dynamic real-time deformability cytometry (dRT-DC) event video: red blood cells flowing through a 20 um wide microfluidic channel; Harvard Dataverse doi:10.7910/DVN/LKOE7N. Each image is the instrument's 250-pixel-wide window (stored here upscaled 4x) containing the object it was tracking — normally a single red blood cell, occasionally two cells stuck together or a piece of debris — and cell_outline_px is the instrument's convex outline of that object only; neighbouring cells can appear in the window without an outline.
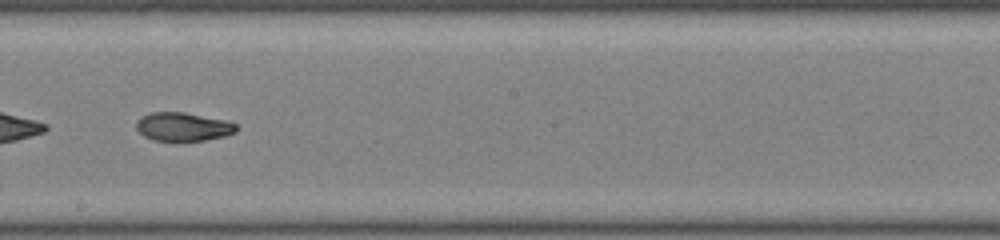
{"species": "common noctule bat (a hibernating species)", "species_latin": "Nyctalus noctula", "temperature_condition": "room temperature", "stored_images_in_passage": 48, "camera_frame_rate_fps": 3000, "um_per_image_px": 0.085, "animal": {"sex": "male", "body_mass_g": 19.0, "forearm_length_mm": 50.8}, "frame": {"image": 1, "passage_image": 28, "time_ms": 9.0, "image_size_px": [1000, 240], "cell_outline_px": [[236, 132], [224, 136], [204, 140], [180, 144], [176, 144], [152, 140], [144, 136], [136, 128], [136, 120], [140, 116], [148, 112], [184, 112], [228, 120], [236, 124]], "centroid_in_image_um": [15.52, 10.81], "position_along_channel_um": 232.7, "area_um2": 17.51}, "authors_computed_cell_mechanics": {"area_um2": 18.496, "velocity_mm_per_s": 4.2306, "shape_relaxation_time_tau1_ms": 6.0185, "shape_relaxation_time_tau2_ms": 1.795, "deformation_change_tau1": 0.2157, "deformation_change_tau2": 0.0725}}